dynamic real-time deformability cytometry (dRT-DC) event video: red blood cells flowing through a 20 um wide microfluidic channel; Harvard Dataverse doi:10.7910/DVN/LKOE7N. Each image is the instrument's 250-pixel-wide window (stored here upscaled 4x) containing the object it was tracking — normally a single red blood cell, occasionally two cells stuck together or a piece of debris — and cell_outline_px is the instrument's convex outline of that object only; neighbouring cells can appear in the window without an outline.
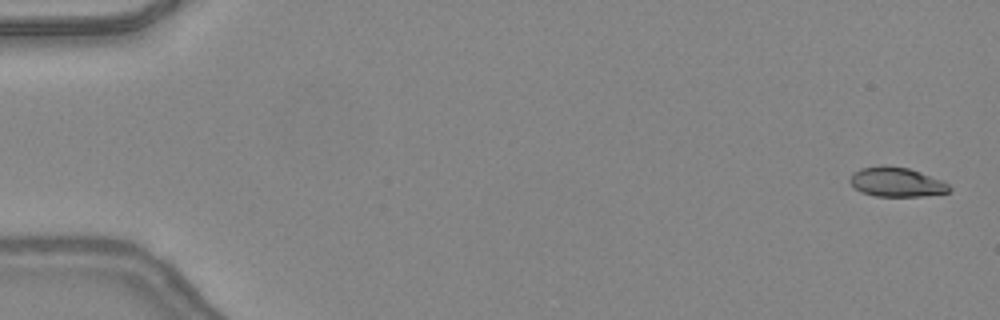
{"species": "common noctule bat (a hibernating species)", "species_latin": "Nyctalus noctula", "temperature_condition": "warm", "stored_images_in_passage": 13, "camera_frame_rate_fps": 3000, "um_per_image_px": 0.085, "animal": {"sex": "female", "body_mass_g": 24.6, "forearm_length_mm": 56.2}, "frame": {"image": 1, "passage_image": 1, "time_ms": 0.0, "image_size_px": [1000, 320], "cell_outline_px": [[952, 188], [948, 192], [924, 196], [876, 196], [860, 192], [848, 180], [852, 172], [860, 168], [884, 164], [908, 168], [944, 180]], "centroid_in_image_um": [76.19, 15.46], "position_along_channel_um": 8.8, "area_um2": 17.28}}